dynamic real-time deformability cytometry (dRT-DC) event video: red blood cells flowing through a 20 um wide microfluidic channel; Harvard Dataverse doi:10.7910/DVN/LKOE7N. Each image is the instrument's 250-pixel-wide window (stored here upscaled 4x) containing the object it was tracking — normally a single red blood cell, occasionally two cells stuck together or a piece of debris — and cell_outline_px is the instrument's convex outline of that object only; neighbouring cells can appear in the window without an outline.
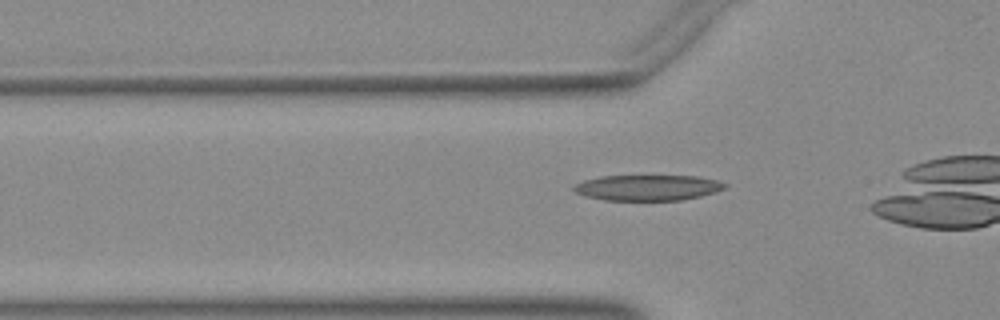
{"species": "Egyptian fruit bat (a non-hibernating species)", "species_latin": "Rousettus aegyptiacus", "temperature_condition": "warm", "stored_images_in_passage": 36, "camera_frame_rate_fps": 3000, "um_per_image_px": 0.085, "animal": {"sex": "female"}, "frame": {"image": 1, "passage_image": 12, "time_ms": 3.667, "image_size_px": [1000, 320], "cell_outline_px": [[728, 184], [724, 188], [716, 192], [700, 196], [680, 200], [604, 200], [584, 196], [576, 192], [572, 188], [572, 184], [584, 180], [600, 176], [700, 176], [716, 180]], "centroid_in_image_um": [55.02, 15.95], "position_along_channel_um": 70.8, "area_um2": 22.66}}
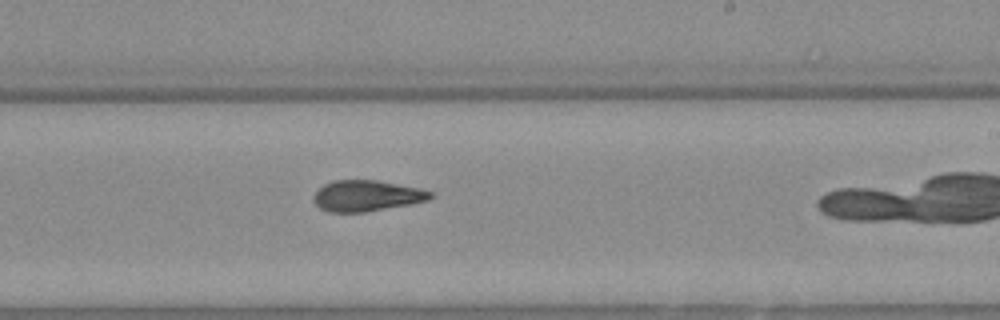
{"frame": {"image": 2, "passage_image": 26, "time_ms": 8.333, "image_size_px": [1000, 320], "cell_outline_px": [[432, 196], [428, 200], [412, 204], [364, 212], [328, 212], [320, 208], [316, 204], [316, 192], [324, 184], [332, 180], [376, 180], [420, 188], [432, 192]], "centroid_in_image_um": [31.2, 16.64], "position_along_channel_um": 257.8, "area_um2": 20.87}}
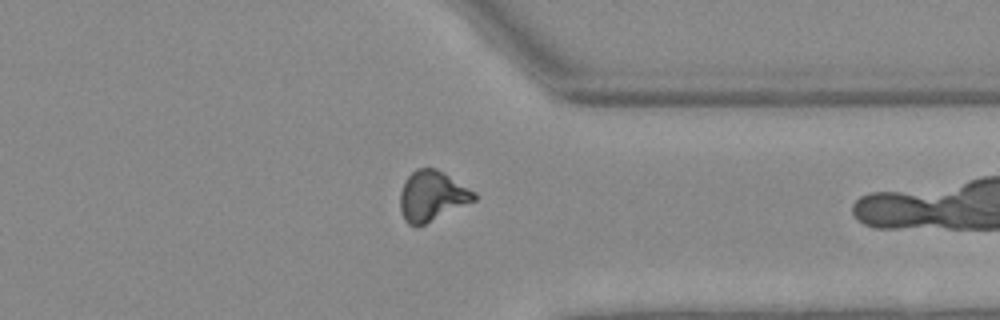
{"frame": {"image": 3, "passage_image": 35, "time_ms": 11.333, "image_size_px": [1000, 320], "cell_outline_px": [[476, 200], [416, 228], [408, 224], [404, 220], [400, 208], [400, 192], [404, 180], [416, 168], [436, 168], [444, 172], [476, 192]], "centroid_in_image_um": [36.7, 16.66], "position_along_channel_um": 374.7, "area_um2": 21.79}}